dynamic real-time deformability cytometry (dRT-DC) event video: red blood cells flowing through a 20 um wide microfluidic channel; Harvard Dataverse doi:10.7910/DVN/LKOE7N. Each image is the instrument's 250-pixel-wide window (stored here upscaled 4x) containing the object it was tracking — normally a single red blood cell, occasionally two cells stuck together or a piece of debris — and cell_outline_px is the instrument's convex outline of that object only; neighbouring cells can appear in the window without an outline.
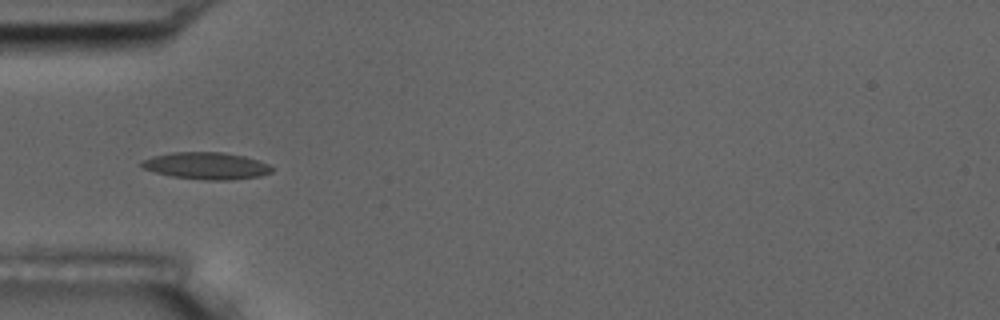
{"species": "common noctule bat (a hibernating species)", "species_latin": "Nyctalus noctula", "temperature_condition": "room temperature", "stored_images_in_passage": 7, "camera_frame_rate_fps": 3000, "um_per_image_px": 0.085, "animal": {"sex": "male", "body_mass_g": 17.5, "forearm_length_mm": 52.3}, "frame": {"image": 1, "passage_image": 5, "time_ms": 5.667, "image_size_px": [1000, 320], "cell_outline_px": [[272, 172], [260, 176], [228, 180], [204, 180], [172, 176], [156, 172], [144, 168], [140, 164], [140, 160], [152, 156], [172, 152], [224, 152], [244, 156], [268, 164], [272, 168]], "centroid_in_image_um": [17.52, 14.08], "position_along_channel_um": 67.5, "area_um2": 20.4}}